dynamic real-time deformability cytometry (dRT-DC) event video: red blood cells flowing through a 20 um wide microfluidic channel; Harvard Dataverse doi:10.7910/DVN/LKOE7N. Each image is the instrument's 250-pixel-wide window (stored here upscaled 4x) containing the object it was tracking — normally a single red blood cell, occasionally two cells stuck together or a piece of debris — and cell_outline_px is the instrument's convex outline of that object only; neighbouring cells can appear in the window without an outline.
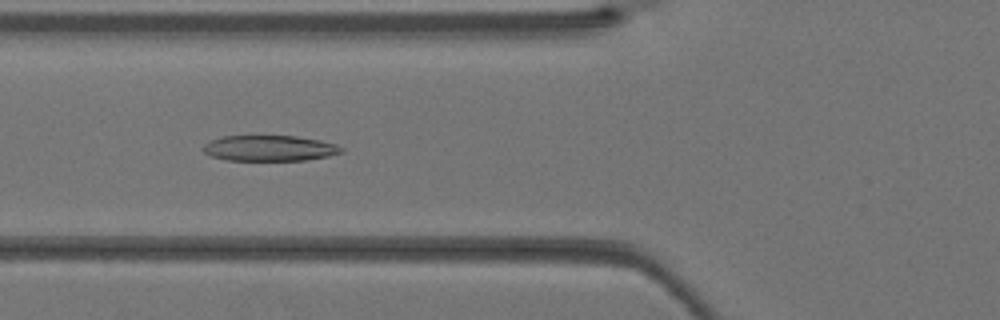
{"species": "Egyptian fruit bat (a non-hibernating species)", "species_latin": "Rousettus aegyptiacus", "temperature_condition": "warm", "stored_images_in_passage": 40, "camera_frame_rate_fps": 3000, "um_per_image_px": 0.085, "animal": {"sex": "female"}, "frame": {"image": 1, "passage_image": 15, "time_ms": 4.667, "image_size_px": [1000, 320], "cell_outline_px": [[344, 152], [328, 156], [304, 160], [228, 160], [212, 156], [204, 152], [204, 144], [208, 140], [220, 136], [296, 136], [320, 140], [336, 144], [344, 148]], "centroid_in_image_um": [22.92, 12.59], "position_along_channel_um": 102.9, "area_um2": 20.69}}
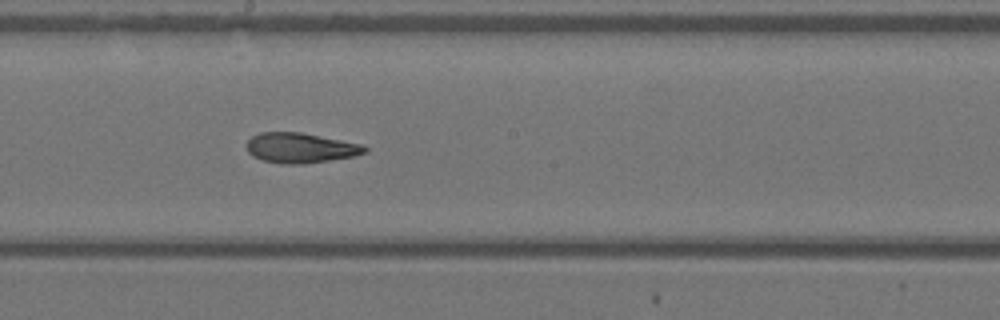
{"frame": {"image": 2, "passage_image": 22, "time_ms": 7.0, "image_size_px": [1000, 320], "cell_outline_px": [[368, 152], [352, 156], [304, 164], [280, 164], [264, 160], [252, 156], [248, 152], [248, 140], [252, 136], [260, 132], [300, 132], [364, 144], [368, 148]], "centroid_in_image_um": [25.56, 12.57], "position_along_channel_um": 222.6, "area_um2": 20.69}}
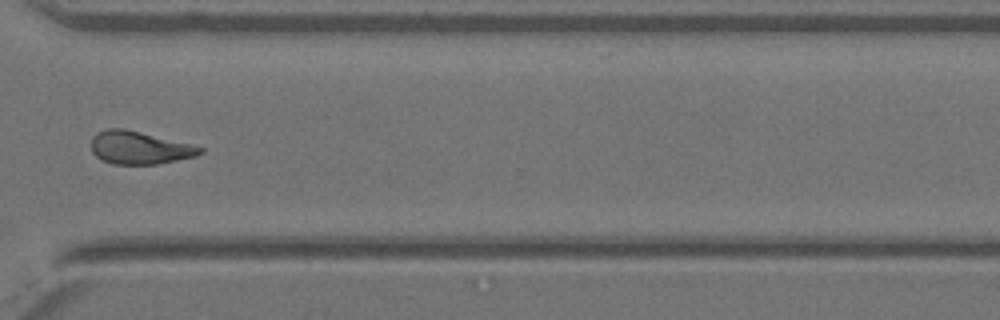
{"frame": {"image": 3, "passage_image": 30, "time_ms": 9.667, "image_size_px": [1000, 320], "cell_outline_px": [[204, 152], [196, 156], [156, 164], [112, 164], [100, 160], [92, 152], [92, 136], [96, 132], [108, 128], [124, 128], [204, 148]], "centroid_in_image_um": [11.8, 12.56], "position_along_channel_um": 358.8, "area_um2": 20.63}}